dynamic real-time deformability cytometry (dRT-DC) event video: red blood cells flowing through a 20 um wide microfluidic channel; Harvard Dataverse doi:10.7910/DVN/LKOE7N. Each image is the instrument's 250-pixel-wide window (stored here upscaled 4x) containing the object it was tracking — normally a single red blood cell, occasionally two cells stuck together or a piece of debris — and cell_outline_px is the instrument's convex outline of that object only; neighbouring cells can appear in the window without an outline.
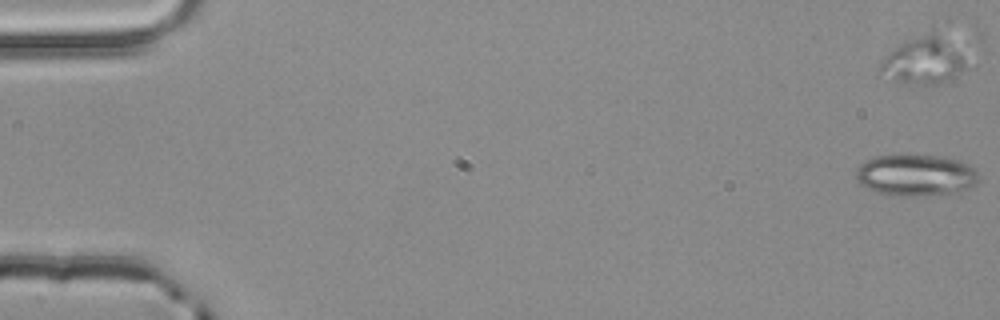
{"species": "common noctule bat (a hibernating species)", "species_latin": "Nyctalus noctula", "temperature_condition": "room temperature", "stored_images_in_passage": 4, "camera_frame_rate_fps": 3000, "um_per_image_px": 0.085, "animal": {"sex": "male", "body_mass_g": 20.4}, "frame": {"image": 1, "passage_image": 1, "time_ms": 0.0, "image_size_px": [1000, 320], "cell_outline_px": [[980, 180], [976, 184], [968, 188], [956, 192], [924, 196], [900, 196], [876, 192], [860, 184], [856, 180], [856, 172], [860, 164], [876, 156], [904, 152], [948, 156], [960, 160], [976, 168]], "centroid_in_image_um": [77.87, 14.84], "position_along_channel_um": 7.1, "area_um2": 30.81}}